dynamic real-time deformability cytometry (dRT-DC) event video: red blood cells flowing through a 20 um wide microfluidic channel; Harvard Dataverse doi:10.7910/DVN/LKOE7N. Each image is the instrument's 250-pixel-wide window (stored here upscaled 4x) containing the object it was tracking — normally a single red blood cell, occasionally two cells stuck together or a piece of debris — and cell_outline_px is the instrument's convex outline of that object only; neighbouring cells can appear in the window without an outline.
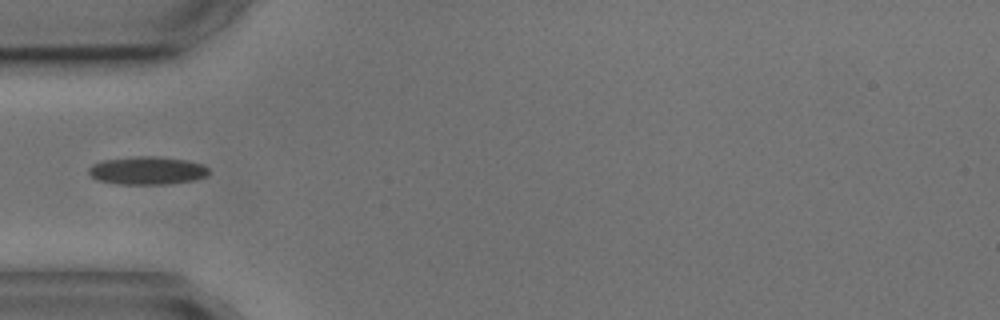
{"species": "common noctule bat (a hibernating species)", "species_latin": "Nyctalus noctula", "temperature_condition": "cold", "stored_images_in_passage": 7, "camera_frame_rate_fps": 3000, "um_per_image_px": 0.085, "animal": {"sex": "male", "body_mass_g": 17.9, "forearm_length_mm": 54.2}, "frame": {"image": 1, "passage_image": 3, "time_ms": 3.333, "image_size_px": [1000, 320], "cell_outline_px": [[208, 176], [196, 180], [168, 184], [120, 184], [96, 180], [88, 172], [88, 168], [92, 164], [104, 160], [132, 156], [156, 156], [184, 160], [204, 164], [208, 168]], "centroid_in_image_um": [12.52, 14.5], "position_along_channel_um": 72.5, "area_um2": 19.77}}
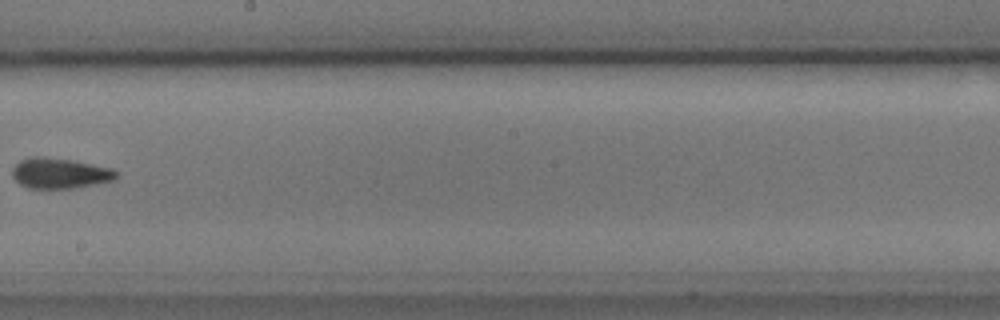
{"frame": {"image": 2, "passage_image": 7, "time_ms": 8.0, "image_size_px": [1000, 320], "cell_outline_px": [[116, 176], [112, 180], [96, 184], [76, 188], [28, 188], [20, 184], [12, 176], [12, 168], [20, 160], [32, 156], [40, 156], [72, 160], [112, 168], [116, 172]], "centroid_in_image_um": [5.05, 14.72], "position_along_channel_um": 243.2, "area_um2": 18.38}}